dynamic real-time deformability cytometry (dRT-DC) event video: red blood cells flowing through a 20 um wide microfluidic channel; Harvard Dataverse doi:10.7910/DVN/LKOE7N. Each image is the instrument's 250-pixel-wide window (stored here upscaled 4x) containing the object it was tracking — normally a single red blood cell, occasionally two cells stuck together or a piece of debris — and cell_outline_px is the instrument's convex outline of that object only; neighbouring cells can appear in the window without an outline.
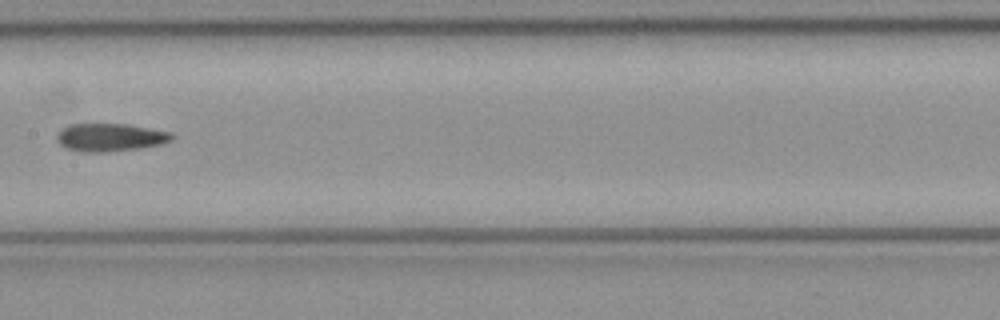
{"species": "common noctule bat (a hibernating species)", "species_latin": "Nyctalus noctula", "temperature_condition": "cold", "stored_images_in_passage": 8, "camera_frame_rate_fps": 3000, "um_per_image_px": 0.085, "animal": {"sex": "female", "body_mass_g": 21.9}, "frame": {"image": 1, "passage_image": 7, "time_ms": 2.0, "image_size_px": [1000, 320], "cell_outline_px": [[176, 136], [172, 140], [164, 144], [140, 148], [104, 152], [84, 152], [68, 148], [60, 144], [56, 140], [56, 132], [60, 128], [68, 124], [128, 124], [172, 132]], "centroid_in_image_um": [9.38, 11.66], "position_along_channel_um": 198.0, "area_um2": 19.02}}
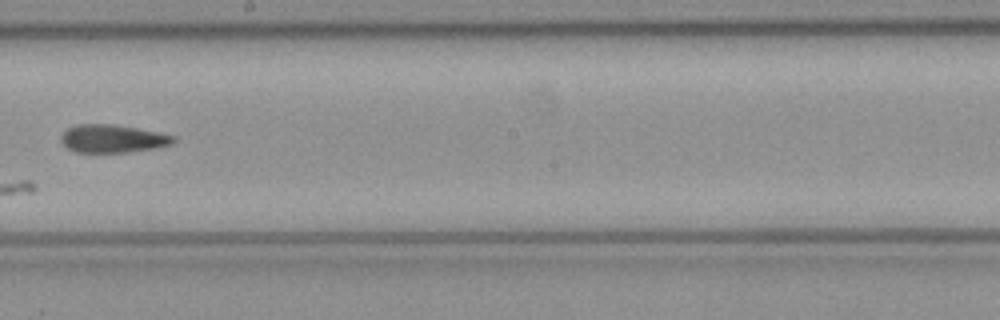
{"frame": {"image": 2, "passage_image": 8, "time_ms": 2.333, "image_size_px": [1000, 320], "cell_outline_px": [[176, 140], [172, 144], [156, 148], [128, 152], [76, 152], [68, 148], [60, 140], [60, 136], [68, 128], [76, 124], [108, 124], [136, 128], [176, 136]], "centroid_in_image_um": [9.57, 11.79], "position_along_channel_um": 238.6, "area_um2": 18.21}}